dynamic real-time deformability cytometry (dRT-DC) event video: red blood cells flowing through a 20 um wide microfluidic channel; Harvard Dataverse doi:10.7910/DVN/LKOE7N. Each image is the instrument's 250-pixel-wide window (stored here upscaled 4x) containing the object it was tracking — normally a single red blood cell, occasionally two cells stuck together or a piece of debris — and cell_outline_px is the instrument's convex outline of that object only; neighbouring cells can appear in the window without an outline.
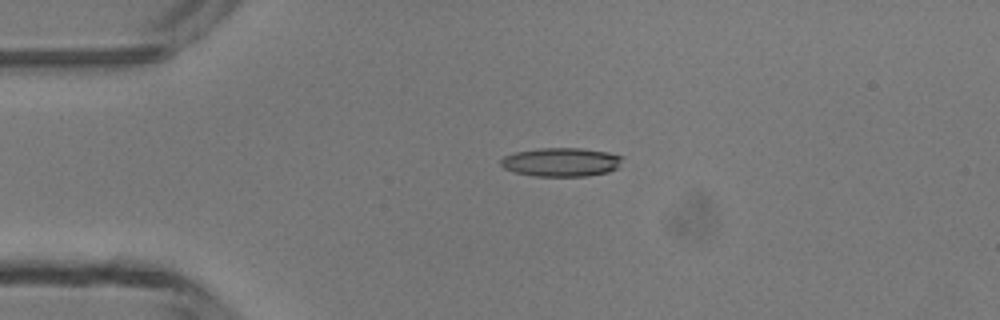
{"species": "common noctule bat (a hibernating species)", "species_latin": "Nyctalus noctula", "temperature_condition": "room temperature", "stored_images_in_passage": 5, "camera_frame_rate_fps": 3000, "um_per_image_px": 0.085, "animal": {"sex": "male", "body_mass_g": 13.3}, "frame": {"image": 1, "passage_image": 4, "time_ms": 3.333, "image_size_px": [1000, 320], "cell_outline_px": [[624, 156], [616, 168], [608, 172], [588, 176], [532, 176], [516, 172], [504, 168], [500, 164], [500, 160], [504, 156], [512, 152], [540, 148], [580, 148], [608, 152]], "centroid_in_image_um": [47.68, 13.77], "position_along_channel_um": 37.3, "area_um2": 20.46}}